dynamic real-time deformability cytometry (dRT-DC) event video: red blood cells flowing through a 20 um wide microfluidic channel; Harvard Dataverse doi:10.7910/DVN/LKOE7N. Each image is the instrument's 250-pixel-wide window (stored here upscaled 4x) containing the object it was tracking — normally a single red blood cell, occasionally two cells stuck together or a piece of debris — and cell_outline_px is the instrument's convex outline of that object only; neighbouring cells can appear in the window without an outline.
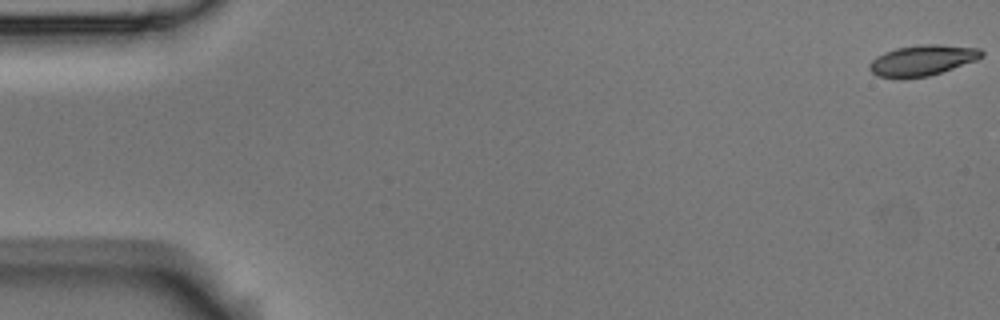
{"species": "Egyptian fruit bat (a non-hibernating species)", "species_latin": "Rousettus aegyptiacus", "temperature_condition": "room temperature", "stored_images_in_passage": 57, "camera_frame_rate_fps": 3000, "um_per_image_px": 0.085, "animal": {"sex": "male"}, "frame": {"image": 1, "passage_image": 1, "time_ms": 0.0, "image_size_px": [1000, 320], "cell_outline_px": [[984, 56], [976, 60], [928, 76], [876, 76], [868, 68], [868, 64], [876, 56], [884, 52], [896, 48], [920, 44], [936, 44], [980, 48], [984, 52]], "centroid_in_image_um": [78.41, 5.09], "position_along_channel_um": 6.6, "area_um2": 19.59}}
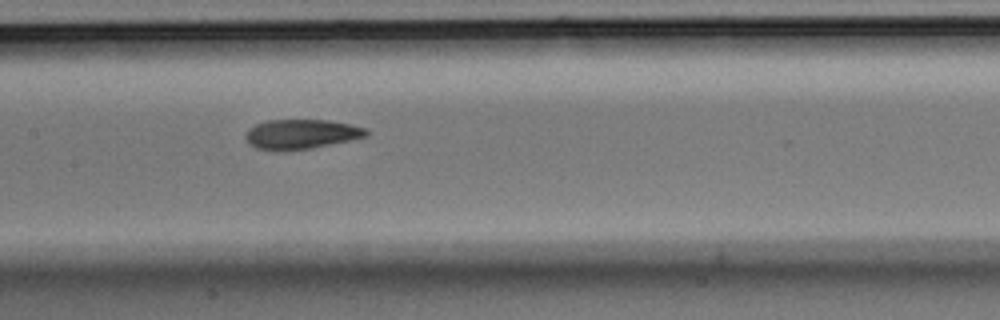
{"frame": {"image": 2, "passage_image": 28, "time_ms": 9.0, "image_size_px": [1000, 320], "cell_outline_px": [[368, 136], [312, 148], [284, 152], [276, 152], [256, 148], [248, 144], [244, 136], [256, 124], [268, 120], [328, 120], [348, 124], [364, 128], [368, 132]], "centroid_in_image_um": [25.56, 11.43], "position_along_channel_um": 181.8, "area_um2": 20.92}}
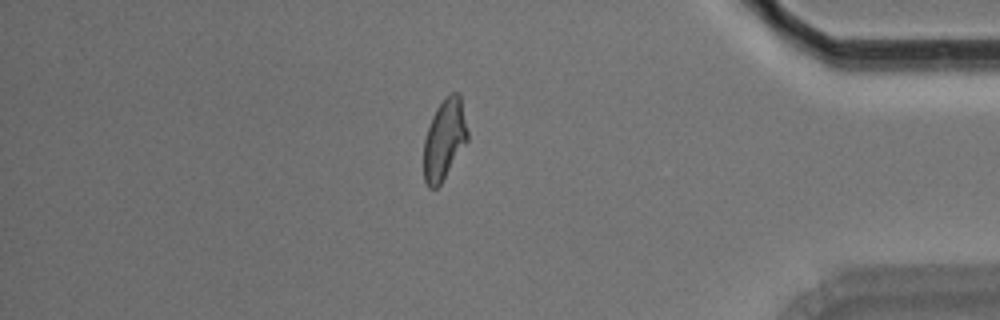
{"frame": {"image": 3, "passage_image": 49, "time_ms": 16.0, "image_size_px": [1000, 320], "cell_outline_px": [[468, 140], [440, 184], [436, 188], [428, 188], [424, 180], [424, 140], [432, 116], [436, 108], [452, 92], [456, 92], [460, 96], [468, 132]], "centroid_in_image_um": [37.76, 11.87], "position_along_channel_um": 397.4, "area_um2": 20.17}, "authors_computed_cell_mechanics": {"area_um2": 20.808, "velocity_mm_per_s": 3.5491, "shape_relaxation_time_tau1_ms": 4.7032, "shape_relaxation_time_tau2_ms": 2.2621, "deformation_change_tau1": 0.1701, "deformation_change_tau2": 0.0855}}